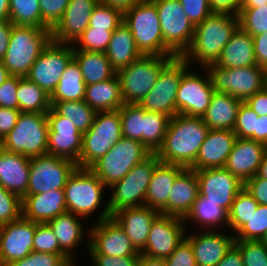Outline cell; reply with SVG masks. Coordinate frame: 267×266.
I'll return each instance as SVG.
<instances>
[{"label": "cell", "instance_id": "cell-1", "mask_svg": "<svg viewBox=\"0 0 267 266\" xmlns=\"http://www.w3.org/2000/svg\"><path fill=\"white\" fill-rule=\"evenodd\" d=\"M209 131L202 117L176 114L170 118L162 146L155 153L161 162L189 168Z\"/></svg>", "mask_w": 267, "mask_h": 266}, {"label": "cell", "instance_id": "cell-2", "mask_svg": "<svg viewBox=\"0 0 267 266\" xmlns=\"http://www.w3.org/2000/svg\"><path fill=\"white\" fill-rule=\"evenodd\" d=\"M239 27V17L228 13H212L194 29L187 51L181 56L189 65L206 68L215 64L224 46Z\"/></svg>", "mask_w": 267, "mask_h": 266}, {"label": "cell", "instance_id": "cell-3", "mask_svg": "<svg viewBox=\"0 0 267 266\" xmlns=\"http://www.w3.org/2000/svg\"><path fill=\"white\" fill-rule=\"evenodd\" d=\"M107 189L89 168L77 167L64 187L67 212L80 216L86 221L99 211L98 217H95L96 222L111 218L109 202L103 200L106 198ZM101 206L103 207L100 208Z\"/></svg>", "mask_w": 267, "mask_h": 266}, {"label": "cell", "instance_id": "cell-4", "mask_svg": "<svg viewBox=\"0 0 267 266\" xmlns=\"http://www.w3.org/2000/svg\"><path fill=\"white\" fill-rule=\"evenodd\" d=\"M51 40V29L12 25L9 45L1 61L10 75L26 77Z\"/></svg>", "mask_w": 267, "mask_h": 266}, {"label": "cell", "instance_id": "cell-5", "mask_svg": "<svg viewBox=\"0 0 267 266\" xmlns=\"http://www.w3.org/2000/svg\"><path fill=\"white\" fill-rule=\"evenodd\" d=\"M137 49L142 55L176 56L164 43L157 7L143 0L124 14Z\"/></svg>", "mask_w": 267, "mask_h": 266}, {"label": "cell", "instance_id": "cell-6", "mask_svg": "<svg viewBox=\"0 0 267 266\" xmlns=\"http://www.w3.org/2000/svg\"><path fill=\"white\" fill-rule=\"evenodd\" d=\"M48 131L46 113L20 112L14 128L0 141V147L28 158L47 155Z\"/></svg>", "mask_w": 267, "mask_h": 266}, {"label": "cell", "instance_id": "cell-7", "mask_svg": "<svg viewBox=\"0 0 267 266\" xmlns=\"http://www.w3.org/2000/svg\"><path fill=\"white\" fill-rule=\"evenodd\" d=\"M177 56L142 55L116 72L125 104H139L152 89L161 70Z\"/></svg>", "mask_w": 267, "mask_h": 266}, {"label": "cell", "instance_id": "cell-8", "mask_svg": "<svg viewBox=\"0 0 267 266\" xmlns=\"http://www.w3.org/2000/svg\"><path fill=\"white\" fill-rule=\"evenodd\" d=\"M151 154L141 142L122 137L89 169L109 188Z\"/></svg>", "mask_w": 267, "mask_h": 266}, {"label": "cell", "instance_id": "cell-9", "mask_svg": "<svg viewBox=\"0 0 267 266\" xmlns=\"http://www.w3.org/2000/svg\"><path fill=\"white\" fill-rule=\"evenodd\" d=\"M122 137L119 109L97 111L92 126L83 133L82 151L77 167L89 168Z\"/></svg>", "mask_w": 267, "mask_h": 266}, {"label": "cell", "instance_id": "cell-10", "mask_svg": "<svg viewBox=\"0 0 267 266\" xmlns=\"http://www.w3.org/2000/svg\"><path fill=\"white\" fill-rule=\"evenodd\" d=\"M215 92L227 93L245 102L267 85V70L258 65L241 68L206 67Z\"/></svg>", "mask_w": 267, "mask_h": 266}, {"label": "cell", "instance_id": "cell-11", "mask_svg": "<svg viewBox=\"0 0 267 266\" xmlns=\"http://www.w3.org/2000/svg\"><path fill=\"white\" fill-rule=\"evenodd\" d=\"M158 162L157 155L152 153L135 165L124 178L108 188L111 192L107 199L111 215L123 208L145 205L147 188Z\"/></svg>", "mask_w": 267, "mask_h": 266}, {"label": "cell", "instance_id": "cell-12", "mask_svg": "<svg viewBox=\"0 0 267 266\" xmlns=\"http://www.w3.org/2000/svg\"><path fill=\"white\" fill-rule=\"evenodd\" d=\"M182 57H174L160 72L157 81L139 105L148 112H161L172 118L177 113L176 96L183 74L190 68Z\"/></svg>", "mask_w": 267, "mask_h": 266}, {"label": "cell", "instance_id": "cell-13", "mask_svg": "<svg viewBox=\"0 0 267 266\" xmlns=\"http://www.w3.org/2000/svg\"><path fill=\"white\" fill-rule=\"evenodd\" d=\"M157 7L165 45L181 57L189 48L195 26L184 13L179 0H151Z\"/></svg>", "mask_w": 267, "mask_h": 266}, {"label": "cell", "instance_id": "cell-14", "mask_svg": "<svg viewBox=\"0 0 267 266\" xmlns=\"http://www.w3.org/2000/svg\"><path fill=\"white\" fill-rule=\"evenodd\" d=\"M73 45L50 41L36 59L26 78L52 95L69 62L73 59Z\"/></svg>", "mask_w": 267, "mask_h": 266}, {"label": "cell", "instance_id": "cell-15", "mask_svg": "<svg viewBox=\"0 0 267 266\" xmlns=\"http://www.w3.org/2000/svg\"><path fill=\"white\" fill-rule=\"evenodd\" d=\"M77 164L51 155L30 158L27 195L64 189Z\"/></svg>", "mask_w": 267, "mask_h": 266}, {"label": "cell", "instance_id": "cell-16", "mask_svg": "<svg viewBox=\"0 0 267 266\" xmlns=\"http://www.w3.org/2000/svg\"><path fill=\"white\" fill-rule=\"evenodd\" d=\"M201 70L205 75L188 69L181 77L176 96L178 114L202 117L206 112L215 90L206 68Z\"/></svg>", "mask_w": 267, "mask_h": 266}, {"label": "cell", "instance_id": "cell-17", "mask_svg": "<svg viewBox=\"0 0 267 266\" xmlns=\"http://www.w3.org/2000/svg\"><path fill=\"white\" fill-rule=\"evenodd\" d=\"M92 225L89 227L88 255L139 256L140 252L112 217Z\"/></svg>", "mask_w": 267, "mask_h": 266}, {"label": "cell", "instance_id": "cell-18", "mask_svg": "<svg viewBox=\"0 0 267 266\" xmlns=\"http://www.w3.org/2000/svg\"><path fill=\"white\" fill-rule=\"evenodd\" d=\"M46 118L49 126L47 154L77 164L82 151L83 134L52 107L46 113Z\"/></svg>", "mask_w": 267, "mask_h": 266}, {"label": "cell", "instance_id": "cell-19", "mask_svg": "<svg viewBox=\"0 0 267 266\" xmlns=\"http://www.w3.org/2000/svg\"><path fill=\"white\" fill-rule=\"evenodd\" d=\"M186 235L183 218L159 214L152 222L148 240L141 254L150 258H168Z\"/></svg>", "mask_w": 267, "mask_h": 266}, {"label": "cell", "instance_id": "cell-20", "mask_svg": "<svg viewBox=\"0 0 267 266\" xmlns=\"http://www.w3.org/2000/svg\"><path fill=\"white\" fill-rule=\"evenodd\" d=\"M37 223L22 216L0 226V266H8L33 251V237Z\"/></svg>", "mask_w": 267, "mask_h": 266}, {"label": "cell", "instance_id": "cell-21", "mask_svg": "<svg viewBox=\"0 0 267 266\" xmlns=\"http://www.w3.org/2000/svg\"><path fill=\"white\" fill-rule=\"evenodd\" d=\"M199 194L208 202L217 203L228 212L243 183L225 168L196 171Z\"/></svg>", "mask_w": 267, "mask_h": 266}, {"label": "cell", "instance_id": "cell-22", "mask_svg": "<svg viewBox=\"0 0 267 266\" xmlns=\"http://www.w3.org/2000/svg\"><path fill=\"white\" fill-rule=\"evenodd\" d=\"M189 234V235H188ZM185 235L192 245L197 266H216L234 244V234L223 230H193Z\"/></svg>", "mask_w": 267, "mask_h": 266}, {"label": "cell", "instance_id": "cell-23", "mask_svg": "<svg viewBox=\"0 0 267 266\" xmlns=\"http://www.w3.org/2000/svg\"><path fill=\"white\" fill-rule=\"evenodd\" d=\"M100 0H70L64 15L51 29L52 41L74 44L88 28L91 13Z\"/></svg>", "mask_w": 267, "mask_h": 266}, {"label": "cell", "instance_id": "cell-24", "mask_svg": "<svg viewBox=\"0 0 267 266\" xmlns=\"http://www.w3.org/2000/svg\"><path fill=\"white\" fill-rule=\"evenodd\" d=\"M266 153V144L237 137L224 168L244 183L257 175Z\"/></svg>", "mask_w": 267, "mask_h": 266}, {"label": "cell", "instance_id": "cell-25", "mask_svg": "<svg viewBox=\"0 0 267 266\" xmlns=\"http://www.w3.org/2000/svg\"><path fill=\"white\" fill-rule=\"evenodd\" d=\"M236 139L233 130L209 129L195 162L189 168L194 171L224 168Z\"/></svg>", "mask_w": 267, "mask_h": 266}, {"label": "cell", "instance_id": "cell-26", "mask_svg": "<svg viewBox=\"0 0 267 266\" xmlns=\"http://www.w3.org/2000/svg\"><path fill=\"white\" fill-rule=\"evenodd\" d=\"M160 213L146 205L127 207L112 214V218L126 232L134 247L140 252L146 245L152 222Z\"/></svg>", "mask_w": 267, "mask_h": 266}, {"label": "cell", "instance_id": "cell-27", "mask_svg": "<svg viewBox=\"0 0 267 266\" xmlns=\"http://www.w3.org/2000/svg\"><path fill=\"white\" fill-rule=\"evenodd\" d=\"M84 218L70 212L58 215L48 222L56 238L58 239L60 249L75 263L77 262L76 248L85 242V248L88 252L89 247V228L84 227L86 222ZM87 228V229H84ZM85 230V231H84ZM87 236V238H84ZM88 239V240H87ZM85 240V241H84ZM87 240V241H86Z\"/></svg>", "mask_w": 267, "mask_h": 266}, {"label": "cell", "instance_id": "cell-28", "mask_svg": "<svg viewBox=\"0 0 267 266\" xmlns=\"http://www.w3.org/2000/svg\"><path fill=\"white\" fill-rule=\"evenodd\" d=\"M22 217L36 223H48L67 212L64 189L26 195L22 198Z\"/></svg>", "mask_w": 267, "mask_h": 266}, {"label": "cell", "instance_id": "cell-29", "mask_svg": "<svg viewBox=\"0 0 267 266\" xmlns=\"http://www.w3.org/2000/svg\"><path fill=\"white\" fill-rule=\"evenodd\" d=\"M184 168L178 164L159 161L154 167L147 188L145 205L160 214L167 215V203L173 182Z\"/></svg>", "mask_w": 267, "mask_h": 266}, {"label": "cell", "instance_id": "cell-30", "mask_svg": "<svg viewBox=\"0 0 267 266\" xmlns=\"http://www.w3.org/2000/svg\"><path fill=\"white\" fill-rule=\"evenodd\" d=\"M30 158L0 147V185L21 199L27 195Z\"/></svg>", "mask_w": 267, "mask_h": 266}, {"label": "cell", "instance_id": "cell-31", "mask_svg": "<svg viewBox=\"0 0 267 266\" xmlns=\"http://www.w3.org/2000/svg\"><path fill=\"white\" fill-rule=\"evenodd\" d=\"M199 194L196 171L184 168L173 182L167 203V215L185 218Z\"/></svg>", "mask_w": 267, "mask_h": 266}, {"label": "cell", "instance_id": "cell-32", "mask_svg": "<svg viewBox=\"0 0 267 266\" xmlns=\"http://www.w3.org/2000/svg\"><path fill=\"white\" fill-rule=\"evenodd\" d=\"M215 64L221 68H241L257 65L253 37L239 26L222 49Z\"/></svg>", "mask_w": 267, "mask_h": 266}, {"label": "cell", "instance_id": "cell-33", "mask_svg": "<svg viewBox=\"0 0 267 266\" xmlns=\"http://www.w3.org/2000/svg\"><path fill=\"white\" fill-rule=\"evenodd\" d=\"M183 220L186 232L191 222L190 226L194 225L193 228H197L198 231L222 230V227L224 232L228 230V211L217 203L208 202L200 194Z\"/></svg>", "mask_w": 267, "mask_h": 266}, {"label": "cell", "instance_id": "cell-34", "mask_svg": "<svg viewBox=\"0 0 267 266\" xmlns=\"http://www.w3.org/2000/svg\"><path fill=\"white\" fill-rule=\"evenodd\" d=\"M242 102L230 94L214 92L202 119L209 129L233 130Z\"/></svg>", "mask_w": 267, "mask_h": 266}, {"label": "cell", "instance_id": "cell-35", "mask_svg": "<svg viewBox=\"0 0 267 266\" xmlns=\"http://www.w3.org/2000/svg\"><path fill=\"white\" fill-rule=\"evenodd\" d=\"M105 53L116 72L129 66L142 56L135 45L129 27L124 22L113 31Z\"/></svg>", "mask_w": 267, "mask_h": 266}, {"label": "cell", "instance_id": "cell-36", "mask_svg": "<svg viewBox=\"0 0 267 266\" xmlns=\"http://www.w3.org/2000/svg\"><path fill=\"white\" fill-rule=\"evenodd\" d=\"M84 101L96 111H114L124 104L118 76L86 85Z\"/></svg>", "mask_w": 267, "mask_h": 266}, {"label": "cell", "instance_id": "cell-37", "mask_svg": "<svg viewBox=\"0 0 267 266\" xmlns=\"http://www.w3.org/2000/svg\"><path fill=\"white\" fill-rule=\"evenodd\" d=\"M73 59L80 67L86 85L99 83L116 75L104 52L74 50Z\"/></svg>", "mask_w": 267, "mask_h": 266}, {"label": "cell", "instance_id": "cell-38", "mask_svg": "<svg viewBox=\"0 0 267 266\" xmlns=\"http://www.w3.org/2000/svg\"><path fill=\"white\" fill-rule=\"evenodd\" d=\"M86 84L80 67L72 59L58 82L55 91L50 96L51 105L54 102L84 100Z\"/></svg>", "mask_w": 267, "mask_h": 266}, {"label": "cell", "instance_id": "cell-39", "mask_svg": "<svg viewBox=\"0 0 267 266\" xmlns=\"http://www.w3.org/2000/svg\"><path fill=\"white\" fill-rule=\"evenodd\" d=\"M17 98L20 112L47 113L51 108L50 95L26 77H19Z\"/></svg>", "mask_w": 267, "mask_h": 266}, {"label": "cell", "instance_id": "cell-40", "mask_svg": "<svg viewBox=\"0 0 267 266\" xmlns=\"http://www.w3.org/2000/svg\"><path fill=\"white\" fill-rule=\"evenodd\" d=\"M51 107L60 116L68 118L82 134L92 126L97 114L84 100L54 102Z\"/></svg>", "mask_w": 267, "mask_h": 266}, {"label": "cell", "instance_id": "cell-41", "mask_svg": "<svg viewBox=\"0 0 267 266\" xmlns=\"http://www.w3.org/2000/svg\"><path fill=\"white\" fill-rule=\"evenodd\" d=\"M170 117L161 112L143 109V145L156 153L162 146Z\"/></svg>", "mask_w": 267, "mask_h": 266}, {"label": "cell", "instance_id": "cell-42", "mask_svg": "<svg viewBox=\"0 0 267 266\" xmlns=\"http://www.w3.org/2000/svg\"><path fill=\"white\" fill-rule=\"evenodd\" d=\"M258 202L243 187L237 194L228 212V232L235 234L252 216Z\"/></svg>", "mask_w": 267, "mask_h": 266}, {"label": "cell", "instance_id": "cell-43", "mask_svg": "<svg viewBox=\"0 0 267 266\" xmlns=\"http://www.w3.org/2000/svg\"><path fill=\"white\" fill-rule=\"evenodd\" d=\"M9 21L13 25L41 27L40 0H10Z\"/></svg>", "mask_w": 267, "mask_h": 266}, {"label": "cell", "instance_id": "cell-44", "mask_svg": "<svg viewBox=\"0 0 267 266\" xmlns=\"http://www.w3.org/2000/svg\"><path fill=\"white\" fill-rule=\"evenodd\" d=\"M119 114L123 137L143 144V108L139 104H124Z\"/></svg>", "mask_w": 267, "mask_h": 266}, {"label": "cell", "instance_id": "cell-45", "mask_svg": "<svg viewBox=\"0 0 267 266\" xmlns=\"http://www.w3.org/2000/svg\"><path fill=\"white\" fill-rule=\"evenodd\" d=\"M267 231V205L259 204L248 221L234 234L235 240L260 241Z\"/></svg>", "mask_w": 267, "mask_h": 266}, {"label": "cell", "instance_id": "cell-46", "mask_svg": "<svg viewBox=\"0 0 267 266\" xmlns=\"http://www.w3.org/2000/svg\"><path fill=\"white\" fill-rule=\"evenodd\" d=\"M113 31L114 30L87 28L73 44V50H87L105 53Z\"/></svg>", "mask_w": 267, "mask_h": 266}, {"label": "cell", "instance_id": "cell-47", "mask_svg": "<svg viewBox=\"0 0 267 266\" xmlns=\"http://www.w3.org/2000/svg\"><path fill=\"white\" fill-rule=\"evenodd\" d=\"M239 26L252 37L267 32V6L241 8Z\"/></svg>", "mask_w": 267, "mask_h": 266}, {"label": "cell", "instance_id": "cell-48", "mask_svg": "<svg viewBox=\"0 0 267 266\" xmlns=\"http://www.w3.org/2000/svg\"><path fill=\"white\" fill-rule=\"evenodd\" d=\"M124 20V15L110 6L98 2L89 20L88 28L115 30Z\"/></svg>", "mask_w": 267, "mask_h": 266}, {"label": "cell", "instance_id": "cell-49", "mask_svg": "<svg viewBox=\"0 0 267 266\" xmlns=\"http://www.w3.org/2000/svg\"><path fill=\"white\" fill-rule=\"evenodd\" d=\"M240 249L244 266H267V247L257 240H235Z\"/></svg>", "mask_w": 267, "mask_h": 266}, {"label": "cell", "instance_id": "cell-50", "mask_svg": "<svg viewBox=\"0 0 267 266\" xmlns=\"http://www.w3.org/2000/svg\"><path fill=\"white\" fill-rule=\"evenodd\" d=\"M33 251L66 255L60 249L58 239L48 223H37L33 237Z\"/></svg>", "mask_w": 267, "mask_h": 266}, {"label": "cell", "instance_id": "cell-51", "mask_svg": "<svg viewBox=\"0 0 267 266\" xmlns=\"http://www.w3.org/2000/svg\"><path fill=\"white\" fill-rule=\"evenodd\" d=\"M67 255L32 251L28 256L9 264L8 266H75Z\"/></svg>", "mask_w": 267, "mask_h": 266}, {"label": "cell", "instance_id": "cell-52", "mask_svg": "<svg viewBox=\"0 0 267 266\" xmlns=\"http://www.w3.org/2000/svg\"><path fill=\"white\" fill-rule=\"evenodd\" d=\"M22 199L0 185V226L22 216Z\"/></svg>", "mask_w": 267, "mask_h": 266}, {"label": "cell", "instance_id": "cell-53", "mask_svg": "<svg viewBox=\"0 0 267 266\" xmlns=\"http://www.w3.org/2000/svg\"><path fill=\"white\" fill-rule=\"evenodd\" d=\"M258 115L242 102L237 113L234 133L238 138L255 140V124Z\"/></svg>", "mask_w": 267, "mask_h": 266}, {"label": "cell", "instance_id": "cell-54", "mask_svg": "<svg viewBox=\"0 0 267 266\" xmlns=\"http://www.w3.org/2000/svg\"><path fill=\"white\" fill-rule=\"evenodd\" d=\"M70 0H40L41 27L52 29L64 15Z\"/></svg>", "mask_w": 267, "mask_h": 266}, {"label": "cell", "instance_id": "cell-55", "mask_svg": "<svg viewBox=\"0 0 267 266\" xmlns=\"http://www.w3.org/2000/svg\"><path fill=\"white\" fill-rule=\"evenodd\" d=\"M184 13L187 15L189 20L196 26L206 19L212 10L208 0H179Z\"/></svg>", "mask_w": 267, "mask_h": 266}, {"label": "cell", "instance_id": "cell-56", "mask_svg": "<svg viewBox=\"0 0 267 266\" xmlns=\"http://www.w3.org/2000/svg\"><path fill=\"white\" fill-rule=\"evenodd\" d=\"M165 260L166 266H197L190 242L184 238L175 251Z\"/></svg>", "mask_w": 267, "mask_h": 266}, {"label": "cell", "instance_id": "cell-57", "mask_svg": "<svg viewBox=\"0 0 267 266\" xmlns=\"http://www.w3.org/2000/svg\"><path fill=\"white\" fill-rule=\"evenodd\" d=\"M19 76L11 75L0 86V107L19 110L17 88Z\"/></svg>", "mask_w": 267, "mask_h": 266}, {"label": "cell", "instance_id": "cell-58", "mask_svg": "<svg viewBox=\"0 0 267 266\" xmlns=\"http://www.w3.org/2000/svg\"><path fill=\"white\" fill-rule=\"evenodd\" d=\"M246 191L261 205H267V179L258 174L243 183Z\"/></svg>", "mask_w": 267, "mask_h": 266}, {"label": "cell", "instance_id": "cell-59", "mask_svg": "<svg viewBox=\"0 0 267 266\" xmlns=\"http://www.w3.org/2000/svg\"><path fill=\"white\" fill-rule=\"evenodd\" d=\"M92 266H137L139 256L89 255Z\"/></svg>", "mask_w": 267, "mask_h": 266}, {"label": "cell", "instance_id": "cell-60", "mask_svg": "<svg viewBox=\"0 0 267 266\" xmlns=\"http://www.w3.org/2000/svg\"><path fill=\"white\" fill-rule=\"evenodd\" d=\"M20 110L0 107V141L14 128Z\"/></svg>", "mask_w": 267, "mask_h": 266}, {"label": "cell", "instance_id": "cell-61", "mask_svg": "<svg viewBox=\"0 0 267 266\" xmlns=\"http://www.w3.org/2000/svg\"><path fill=\"white\" fill-rule=\"evenodd\" d=\"M213 13H228L239 16L242 0H208Z\"/></svg>", "mask_w": 267, "mask_h": 266}, {"label": "cell", "instance_id": "cell-62", "mask_svg": "<svg viewBox=\"0 0 267 266\" xmlns=\"http://www.w3.org/2000/svg\"><path fill=\"white\" fill-rule=\"evenodd\" d=\"M245 103L258 115H267V85L254 95L249 97Z\"/></svg>", "mask_w": 267, "mask_h": 266}, {"label": "cell", "instance_id": "cell-63", "mask_svg": "<svg viewBox=\"0 0 267 266\" xmlns=\"http://www.w3.org/2000/svg\"><path fill=\"white\" fill-rule=\"evenodd\" d=\"M253 40L256 63L267 70V32L253 36Z\"/></svg>", "mask_w": 267, "mask_h": 266}, {"label": "cell", "instance_id": "cell-64", "mask_svg": "<svg viewBox=\"0 0 267 266\" xmlns=\"http://www.w3.org/2000/svg\"><path fill=\"white\" fill-rule=\"evenodd\" d=\"M216 266H244L240 249L233 244Z\"/></svg>", "mask_w": 267, "mask_h": 266}, {"label": "cell", "instance_id": "cell-65", "mask_svg": "<svg viewBox=\"0 0 267 266\" xmlns=\"http://www.w3.org/2000/svg\"><path fill=\"white\" fill-rule=\"evenodd\" d=\"M12 25L9 20H0V60L8 48Z\"/></svg>", "mask_w": 267, "mask_h": 266}, {"label": "cell", "instance_id": "cell-66", "mask_svg": "<svg viewBox=\"0 0 267 266\" xmlns=\"http://www.w3.org/2000/svg\"><path fill=\"white\" fill-rule=\"evenodd\" d=\"M143 0H100L103 4L120 11L123 15Z\"/></svg>", "mask_w": 267, "mask_h": 266}, {"label": "cell", "instance_id": "cell-67", "mask_svg": "<svg viewBox=\"0 0 267 266\" xmlns=\"http://www.w3.org/2000/svg\"><path fill=\"white\" fill-rule=\"evenodd\" d=\"M255 141H259L267 145V115L258 116V118H256Z\"/></svg>", "mask_w": 267, "mask_h": 266}, {"label": "cell", "instance_id": "cell-68", "mask_svg": "<svg viewBox=\"0 0 267 266\" xmlns=\"http://www.w3.org/2000/svg\"><path fill=\"white\" fill-rule=\"evenodd\" d=\"M137 266H166V263L164 259L150 258L140 253Z\"/></svg>", "mask_w": 267, "mask_h": 266}, {"label": "cell", "instance_id": "cell-69", "mask_svg": "<svg viewBox=\"0 0 267 266\" xmlns=\"http://www.w3.org/2000/svg\"><path fill=\"white\" fill-rule=\"evenodd\" d=\"M10 0H0V20H9Z\"/></svg>", "mask_w": 267, "mask_h": 266}, {"label": "cell", "instance_id": "cell-70", "mask_svg": "<svg viewBox=\"0 0 267 266\" xmlns=\"http://www.w3.org/2000/svg\"><path fill=\"white\" fill-rule=\"evenodd\" d=\"M267 6V0H242L241 8H257Z\"/></svg>", "mask_w": 267, "mask_h": 266}, {"label": "cell", "instance_id": "cell-71", "mask_svg": "<svg viewBox=\"0 0 267 266\" xmlns=\"http://www.w3.org/2000/svg\"><path fill=\"white\" fill-rule=\"evenodd\" d=\"M261 178L267 179V153L261 160L260 168L257 173Z\"/></svg>", "mask_w": 267, "mask_h": 266}, {"label": "cell", "instance_id": "cell-72", "mask_svg": "<svg viewBox=\"0 0 267 266\" xmlns=\"http://www.w3.org/2000/svg\"><path fill=\"white\" fill-rule=\"evenodd\" d=\"M10 76H11L10 73L7 71L6 67L3 65L2 61L0 60V86Z\"/></svg>", "mask_w": 267, "mask_h": 266}, {"label": "cell", "instance_id": "cell-73", "mask_svg": "<svg viewBox=\"0 0 267 266\" xmlns=\"http://www.w3.org/2000/svg\"><path fill=\"white\" fill-rule=\"evenodd\" d=\"M260 241L267 247V231Z\"/></svg>", "mask_w": 267, "mask_h": 266}]
</instances>
